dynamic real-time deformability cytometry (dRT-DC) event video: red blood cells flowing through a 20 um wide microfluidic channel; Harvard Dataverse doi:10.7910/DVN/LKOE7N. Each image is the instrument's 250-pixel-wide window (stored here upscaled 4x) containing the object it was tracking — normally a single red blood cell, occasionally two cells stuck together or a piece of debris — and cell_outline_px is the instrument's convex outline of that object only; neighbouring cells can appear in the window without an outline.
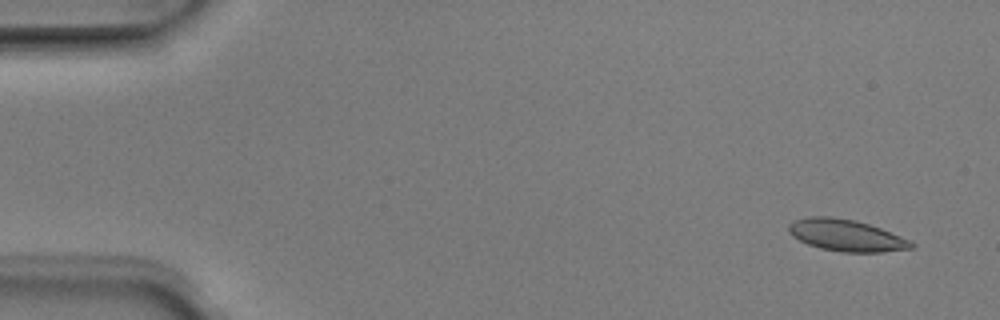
{"species": "Egyptian fruit bat (a non-hibernating species)", "species_latin": "Rousettus aegyptiacus", "temperature_condition": "room temperature", "stored_images_in_passage": 5, "camera_frame_rate_fps": 3000, "um_per_image_px": 0.085, "animal": {"sex": "male"}, "frame": {"image": 1, "passage_image": 1, "time_ms": 0.0, "image_size_px": [1000, 320], "cell_outline_px": [[916, 244], [912, 248], [884, 252], [840, 252], [820, 248], [808, 244], [792, 236], [788, 232], [788, 224], [792, 220], [808, 216], [828, 216], [856, 220], [880, 228], [912, 240]], "centroid_in_image_um": [71.92, 20.0], "position_along_channel_um": 13.1, "area_um2": 22.89}}
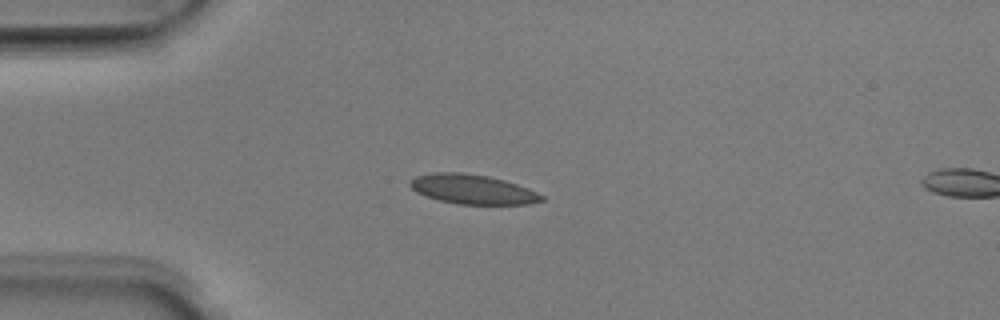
{"frame": {"image": 2, "passage_image": 4, "time_ms": 1.0, "image_size_px": [1000, 320], "cell_outline_px": [[544, 200], [528, 204], [456, 204], [440, 200], [416, 192], [408, 184], [416, 176], [436, 172], [460, 172], [488, 176], [504, 180], [528, 188], [544, 196]], "centroid_in_image_um": [40.18, 16.09], "position_along_channel_um": 44.8, "area_um2": 22.43}}